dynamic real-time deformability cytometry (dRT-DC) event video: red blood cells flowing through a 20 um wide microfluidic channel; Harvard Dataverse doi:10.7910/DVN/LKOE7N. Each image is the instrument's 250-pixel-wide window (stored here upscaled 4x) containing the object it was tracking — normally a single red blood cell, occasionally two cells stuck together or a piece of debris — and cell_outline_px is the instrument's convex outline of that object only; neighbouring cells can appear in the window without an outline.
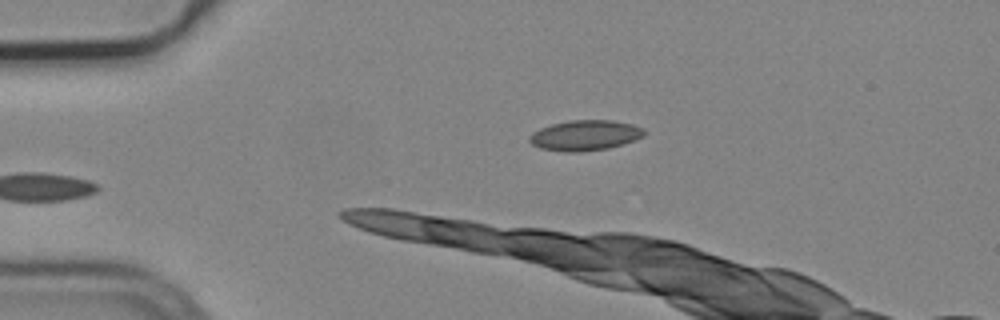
{"species": "common noctule bat (a hibernating species)", "species_latin": "Nyctalus noctula", "temperature_condition": "cold", "stored_images_in_passage": 2, "camera_frame_rate_fps": 3000, "um_per_image_px": 0.085, "animal": {"sex": "male", "body_mass_g": 19.2, "forearm_length_mm": 51.8}, "frame": {"image": 1, "passage_image": 2, "time_ms": 0.333, "image_size_px": [1000, 320], "cell_outline_px": [[644, 136], [636, 140], [624, 144], [608, 148], [580, 152], [564, 152], [540, 148], [532, 144], [528, 140], [528, 136], [532, 132], [540, 128], [552, 124], [568, 120], [612, 120], [632, 124], [644, 128]], "centroid_in_image_um": [49.72, 11.5], "position_along_channel_um": 35.3, "area_um2": 20.52}}